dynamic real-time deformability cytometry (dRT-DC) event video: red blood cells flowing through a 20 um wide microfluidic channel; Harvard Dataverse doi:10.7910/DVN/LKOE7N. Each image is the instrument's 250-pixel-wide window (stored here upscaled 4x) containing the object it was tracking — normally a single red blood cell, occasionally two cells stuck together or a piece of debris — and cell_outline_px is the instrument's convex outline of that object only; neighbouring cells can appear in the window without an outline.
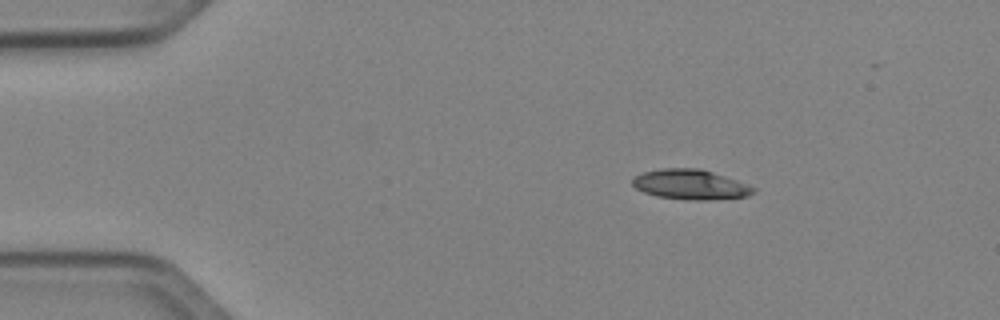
{"species": "Egyptian fruit bat (a non-hibernating species)", "species_latin": "Rousettus aegyptiacus", "temperature_condition": "cold", "stored_images_in_passage": 44, "camera_frame_rate_fps": 3000, "um_per_image_px": 0.085, "animal": {"sex": "female"}, "frame": {"image": 1, "passage_image": 1, "time_ms": 0.0, "image_size_px": [1000, 320], "cell_outline_px": [[756, 192], [748, 196], [704, 200], [692, 200], [656, 196], [644, 192], [636, 188], [632, 184], [632, 176], [644, 172], [664, 168], [700, 168], [748, 184], [756, 188]], "centroid_in_image_um": [58.68, 15.68], "position_along_channel_um": 26.3, "area_um2": 21.04}}
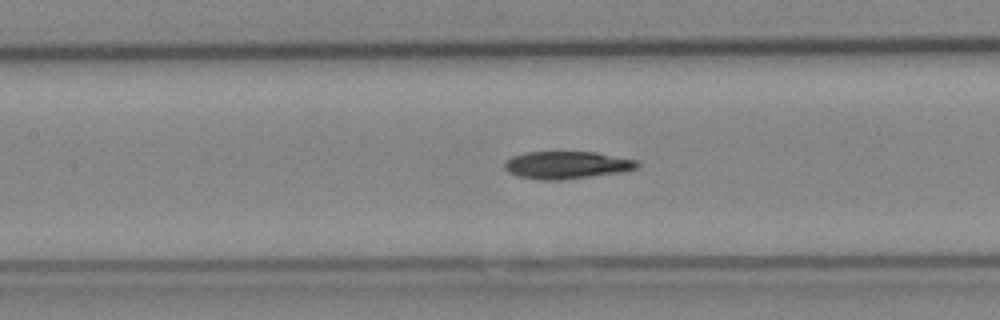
{"frame": {"image": 2, "passage_image": 16, "time_ms": 5.0, "image_size_px": [1000, 320], "cell_outline_px": [[640, 164], [636, 168], [624, 172], [556, 180], [540, 180], [520, 176], [508, 172], [504, 168], [504, 164], [512, 156], [524, 152], [596, 152], [636, 160]], "centroid_in_image_um": [48.18, 14.02], "position_along_channel_um": 159.2, "area_um2": 21.1}}
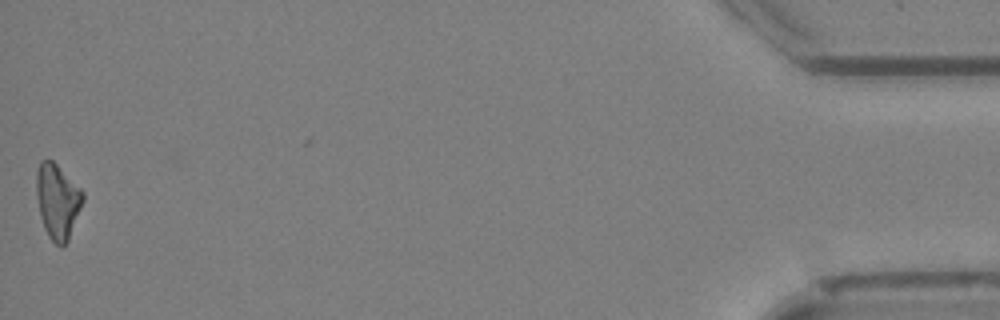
{"frame": {"image": 3, "passage_image": 43, "time_ms": 14.0, "image_size_px": [1000, 320], "cell_outline_px": [[84, 200], [68, 240], [60, 248], [48, 236], [44, 228], [40, 216], [36, 196], [36, 172], [40, 160], [52, 160], [84, 192]], "centroid_in_image_um": [4.88, 17.1], "position_along_channel_um": 430.3, "area_um2": 20.23}, "authors_computed_cell_mechanics": {"area_um2": 20.9525, "velocity_mm_per_s": 4.0592, "shape_relaxation_time_tau1_ms": 7.6081, "shape_relaxation_time_tau2_ms": null, "deformation_change_tau1": 0.1611, "deformation_change_tau2": null}}